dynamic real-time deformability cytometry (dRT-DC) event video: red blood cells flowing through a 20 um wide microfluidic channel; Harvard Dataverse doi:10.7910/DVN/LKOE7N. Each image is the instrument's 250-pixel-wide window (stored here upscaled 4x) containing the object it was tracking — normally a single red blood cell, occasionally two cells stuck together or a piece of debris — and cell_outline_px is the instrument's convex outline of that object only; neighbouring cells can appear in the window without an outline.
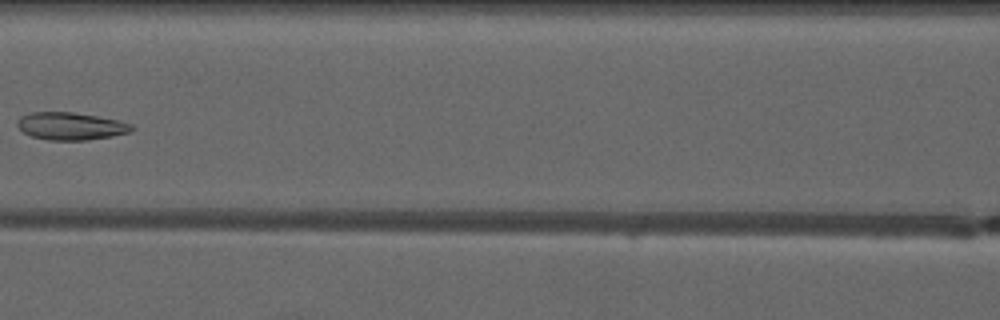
{"species": "common noctule bat (a hibernating species)", "species_latin": "Nyctalus noctula", "temperature_condition": "warm", "stored_images_in_passage": 6, "camera_frame_rate_fps": 3000, "um_per_image_px": 0.085, "animal": {"sex": "male", "forearm_length_mm": 52.5}, "frame": {"image": 1, "passage_image": 6, "time_ms": 6.0, "image_size_px": [1000, 320], "cell_outline_px": [[136, 128], [128, 132], [112, 136], [88, 140], [48, 140], [32, 136], [24, 132], [16, 124], [20, 116], [28, 112], [72, 112], [120, 120], [132, 124]], "centroid_in_image_um": [6.02, 10.71], "position_along_channel_um": 160.6, "area_um2": 18.38}}